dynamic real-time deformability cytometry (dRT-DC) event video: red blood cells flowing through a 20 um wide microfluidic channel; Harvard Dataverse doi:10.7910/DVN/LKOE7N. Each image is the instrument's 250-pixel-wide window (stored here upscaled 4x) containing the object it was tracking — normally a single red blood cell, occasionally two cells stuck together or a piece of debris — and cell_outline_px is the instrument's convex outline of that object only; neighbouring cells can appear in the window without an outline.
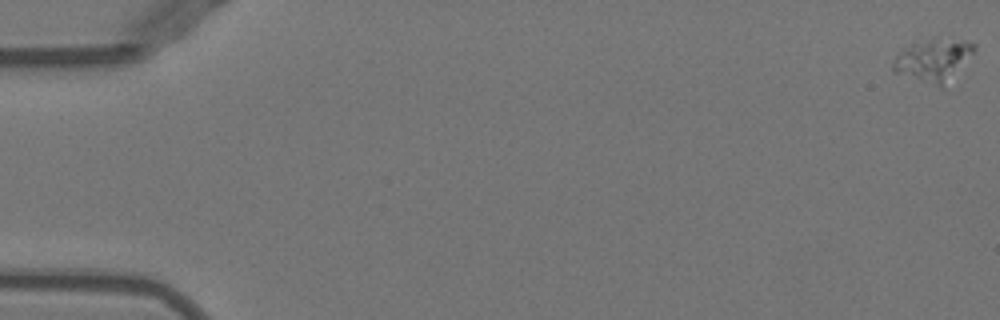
{"species": "Egyptian fruit bat (a non-hibernating species)", "species_latin": "Rousettus aegyptiacus", "temperature_condition": "warm", "stored_images_in_passage": 51, "camera_frame_rate_fps": 3000, "um_per_image_px": 0.085, "animal": {"sex": "female"}, "frame": {"image": 1, "passage_image": 1, "time_ms": 0.0, "image_size_px": [1000, 320], "cell_outline_px": [[976, 48], [944, 88], [940, 88], [892, 72], [892, 64], [896, 56], [900, 52], [912, 44], [928, 40], [964, 40], [976, 44]], "centroid_in_image_um": [79.31, 5.17], "position_along_channel_um": 5.7, "area_um2": 19.65}}
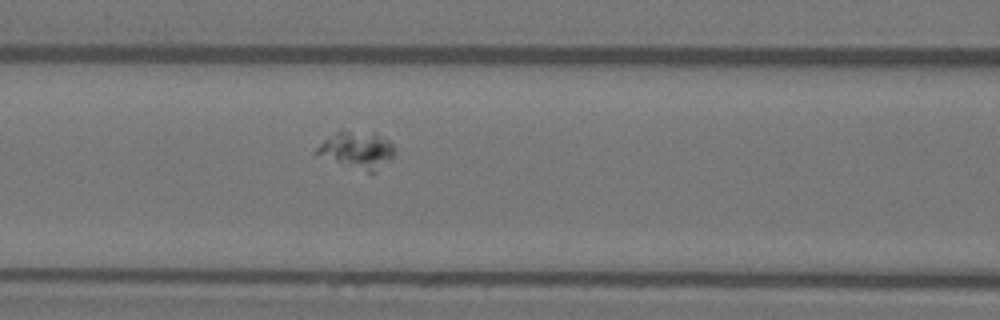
{"frame": {"image": 2, "passage_image": 24, "time_ms": 7.667, "image_size_px": [1000, 320], "cell_outline_px": [[396, 152], [376, 172], [368, 172], [336, 160], [316, 152], [316, 148], [324, 140], [340, 128], [344, 128], [376, 132], [388, 140], [392, 144]], "centroid_in_image_um": [30.41, 12.65], "position_along_channel_um": 136.2, "area_um2": 16.53}}
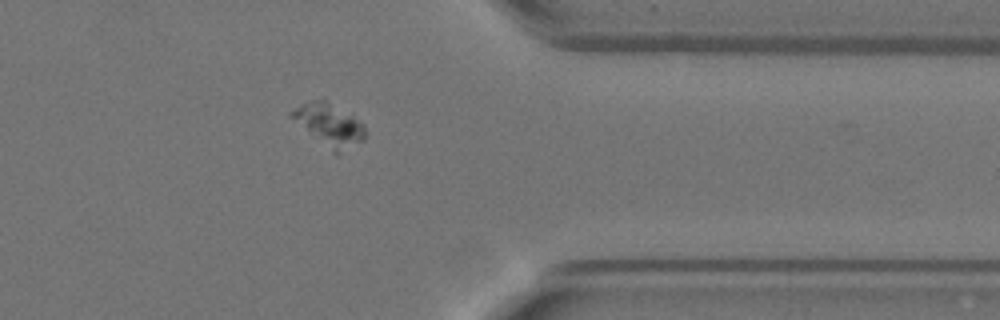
{"frame": {"image": 3, "passage_image": 44, "time_ms": 14.333, "image_size_px": [1000, 320], "cell_outline_px": [[364, 140], [336, 156], [288, 116], [288, 112], [312, 100], [324, 100], [352, 116], [364, 124]], "centroid_in_image_um": [27.97, 10.66], "position_along_channel_um": 383.4, "area_um2": 17.8}}